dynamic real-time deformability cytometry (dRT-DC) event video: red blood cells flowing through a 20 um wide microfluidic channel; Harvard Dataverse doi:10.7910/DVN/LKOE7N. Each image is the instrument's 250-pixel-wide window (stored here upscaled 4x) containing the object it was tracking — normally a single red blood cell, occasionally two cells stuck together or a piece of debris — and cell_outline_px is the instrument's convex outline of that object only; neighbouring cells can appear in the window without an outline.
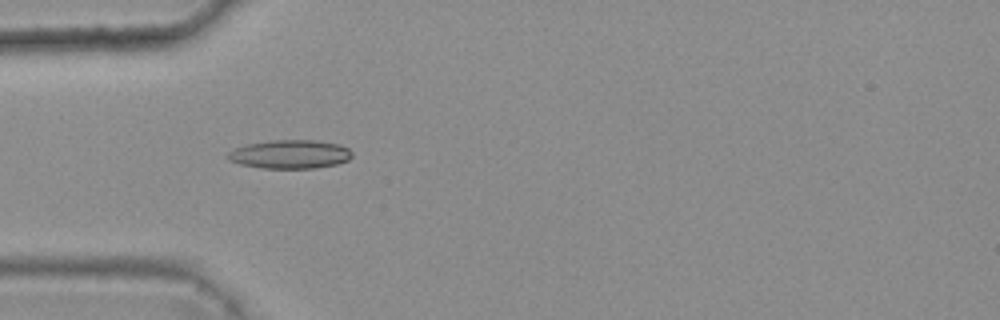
{"species": "common noctule bat (a hibernating species)", "species_latin": "Nyctalus noctula", "temperature_condition": "warm", "stored_images_in_passage": 6, "camera_frame_rate_fps": 3000, "um_per_image_px": 0.085, "animal": {"sex": "female", "body_mass_g": 25.1}, "frame": {"image": 1, "passage_image": 5, "time_ms": 1.333, "image_size_px": [1000, 320], "cell_outline_px": [[352, 156], [348, 160], [336, 164], [316, 168], [264, 168], [240, 164], [228, 160], [228, 152], [232, 148], [248, 144], [272, 140], [316, 140], [340, 144], [348, 148], [352, 152]], "centroid_in_image_um": [24.66, 13.1], "position_along_channel_um": 60.3, "area_um2": 20.81}}
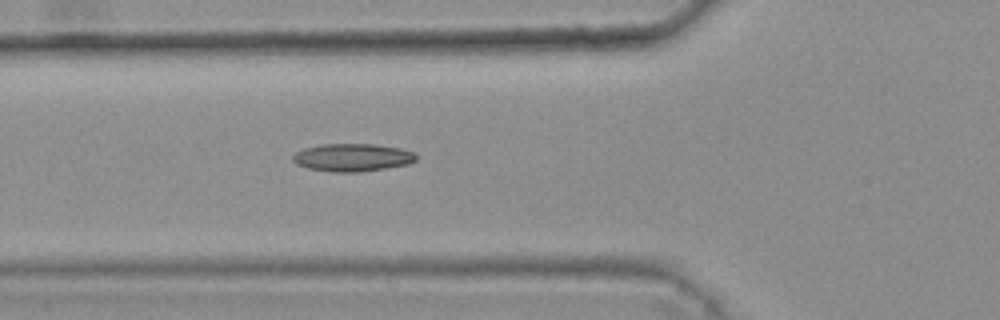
{"frame": {"image": 2, "passage_image": 6, "time_ms": 1.667, "image_size_px": [1000, 320], "cell_outline_px": [[416, 160], [408, 164], [360, 172], [332, 172], [308, 168], [296, 164], [292, 160], [292, 156], [296, 152], [304, 148], [320, 144], [376, 144], [400, 148], [412, 152], [416, 156]], "centroid_in_image_um": [29.92, 13.38], "position_along_channel_um": 95.9, "area_um2": 19.94}}